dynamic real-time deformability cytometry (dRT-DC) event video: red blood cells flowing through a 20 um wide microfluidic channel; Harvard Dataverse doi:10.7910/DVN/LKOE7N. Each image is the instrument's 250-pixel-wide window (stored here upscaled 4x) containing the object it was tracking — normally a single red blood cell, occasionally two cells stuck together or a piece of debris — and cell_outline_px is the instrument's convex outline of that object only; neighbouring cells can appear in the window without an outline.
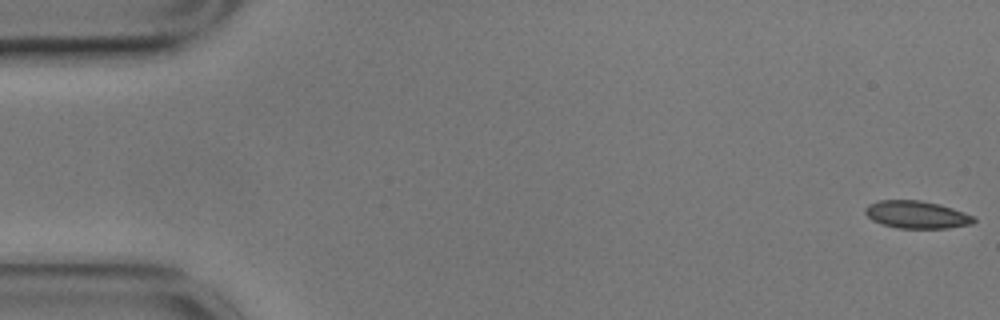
{"species": "common noctule bat (a hibernating species)", "species_latin": "Nyctalus noctula", "temperature_condition": "cold", "stored_images_in_passage": 11, "camera_frame_rate_fps": 3000, "um_per_image_px": 0.085, "animal": {"sex": "male", "body_mass_g": 17.9}, "frame": {"image": 1, "passage_image": 1, "time_ms": 0.0, "image_size_px": [1000, 320], "cell_outline_px": [[976, 220], [972, 224], [948, 228], [896, 228], [880, 224], [872, 220], [864, 212], [864, 208], [868, 204], [876, 200], [920, 200], [940, 204], [976, 216]], "centroid_in_image_um": [77.9, 18.24], "position_along_channel_um": 7.1, "area_um2": 17.69}}